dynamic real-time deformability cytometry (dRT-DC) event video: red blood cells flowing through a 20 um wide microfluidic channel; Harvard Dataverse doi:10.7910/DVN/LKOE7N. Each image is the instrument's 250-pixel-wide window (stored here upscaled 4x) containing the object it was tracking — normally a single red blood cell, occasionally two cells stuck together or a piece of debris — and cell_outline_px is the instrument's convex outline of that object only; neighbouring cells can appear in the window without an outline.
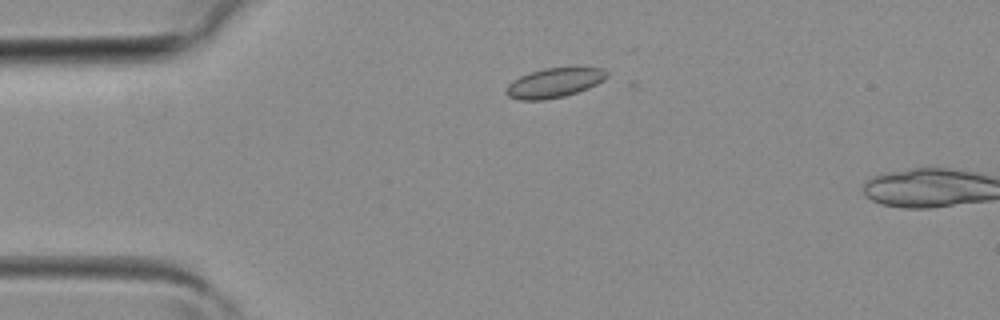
{"species": "common noctule bat (a hibernating species)", "species_latin": "Nyctalus noctula", "temperature_condition": "room temperature", "stored_images_in_passage": 2, "camera_frame_rate_fps": 3000, "um_per_image_px": 0.085, "animal": {"sex": "female", "body_mass_g": 19.3, "forearm_length_mm": 54.1}, "frame": {"image": 1, "passage_image": 2, "time_ms": 0.333, "image_size_px": [1000, 320], "cell_outline_px": [[608, 76], [604, 80], [588, 88], [564, 96], [544, 100], [520, 100], [508, 96], [504, 92], [504, 88], [508, 84], [520, 76], [544, 68], [604, 68], [608, 72]], "centroid_in_image_um": [47.09, 7.05], "position_along_channel_um": 37.9, "area_um2": 17.22}}